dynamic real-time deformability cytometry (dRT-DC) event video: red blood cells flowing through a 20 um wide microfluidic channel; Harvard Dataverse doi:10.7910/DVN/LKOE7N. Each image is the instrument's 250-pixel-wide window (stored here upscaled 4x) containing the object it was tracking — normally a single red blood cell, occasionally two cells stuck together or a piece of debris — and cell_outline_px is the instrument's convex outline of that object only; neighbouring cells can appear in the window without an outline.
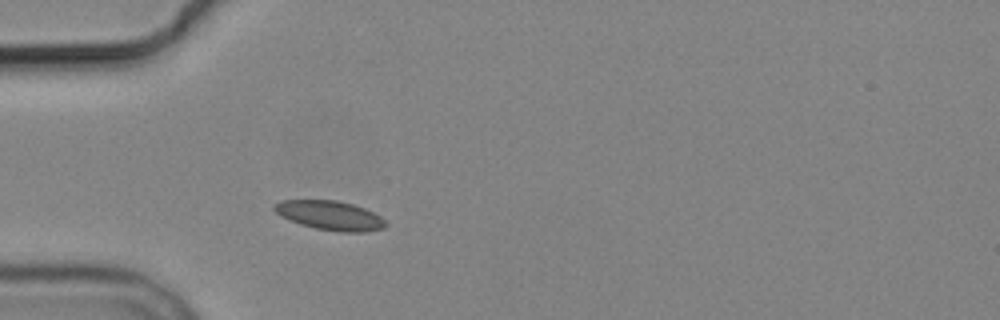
{"species": "common noctule bat (a hibernating species)", "species_latin": "Nyctalus noctula", "temperature_condition": "cold", "stored_images_in_passage": 3, "camera_frame_rate_fps": 3000, "um_per_image_px": 0.085, "animal": {"sex": "male", "body_mass_g": 19.2, "forearm_length_mm": 51.8}, "frame": {"image": 1, "passage_image": 3, "time_ms": 2.333, "image_size_px": [1000, 320], "cell_outline_px": [[388, 224], [384, 228], [368, 232], [340, 232], [316, 228], [300, 224], [288, 220], [280, 216], [272, 208], [272, 204], [280, 200], [336, 200], [352, 204], [364, 208], [380, 216]], "centroid_in_image_um": [28.02, 18.31], "position_along_channel_um": 57.0, "area_um2": 19.13}}